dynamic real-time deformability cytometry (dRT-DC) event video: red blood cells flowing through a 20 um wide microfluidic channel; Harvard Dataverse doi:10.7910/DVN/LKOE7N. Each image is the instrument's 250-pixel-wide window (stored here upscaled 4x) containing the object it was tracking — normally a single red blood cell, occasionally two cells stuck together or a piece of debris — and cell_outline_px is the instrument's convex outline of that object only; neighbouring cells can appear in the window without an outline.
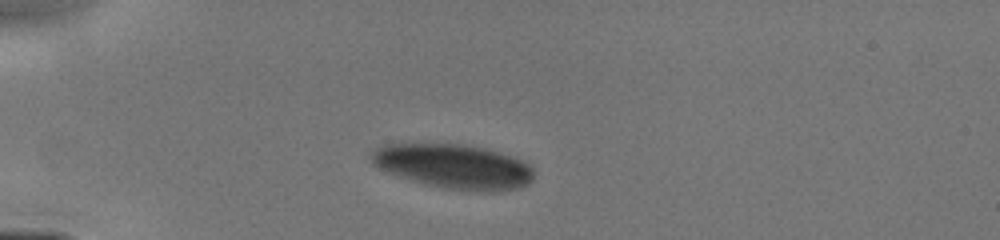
{"species": "human", "species_latin": "Homo sapiens", "temperature_condition": "cold", "stored_images_in_passage": 4, "camera_frame_rate_fps": 3000, "um_per_image_px": 0.085, "donor": {"sex": "male"}, "frame": {"image": 1, "passage_image": 2, "time_ms": 1.0, "image_size_px": [1000, 240], "cell_outline_px": [[532, 180], [528, 184], [516, 188], [492, 192], [488, 192], [444, 188], [412, 180], [388, 172], [372, 164], [368, 156], [376, 148], [384, 144], [464, 144], [484, 148], [512, 156], [528, 164], [532, 168]], "centroid_in_image_um": [38.54, 14.13], "position_along_channel_um": 46.5, "area_um2": 41.79}}
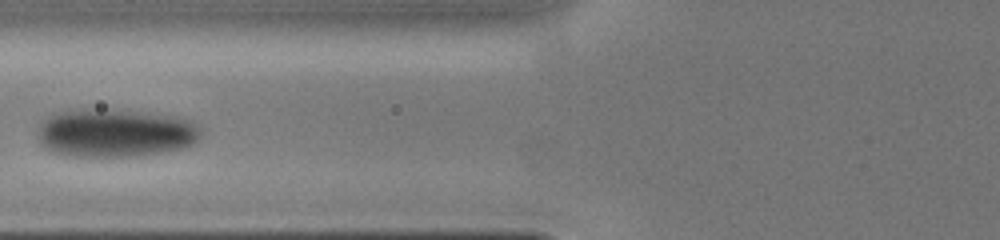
{"frame": {"image": 2, "passage_image": 4, "time_ms": 3.333, "image_size_px": [1000, 240], "cell_outline_px": [[200, 136], [192, 144], [180, 148], [136, 156], [72, 156], [52, 152], [40, 140], [40, 120], [56, 112], [80, 108], [96, 108], [184, 116], [192, 120], [200, 128]], "centroid_in_image_um": [9.8, 11.27], "position_along_channel_um": 116.0, "area_um2": 45.95}}